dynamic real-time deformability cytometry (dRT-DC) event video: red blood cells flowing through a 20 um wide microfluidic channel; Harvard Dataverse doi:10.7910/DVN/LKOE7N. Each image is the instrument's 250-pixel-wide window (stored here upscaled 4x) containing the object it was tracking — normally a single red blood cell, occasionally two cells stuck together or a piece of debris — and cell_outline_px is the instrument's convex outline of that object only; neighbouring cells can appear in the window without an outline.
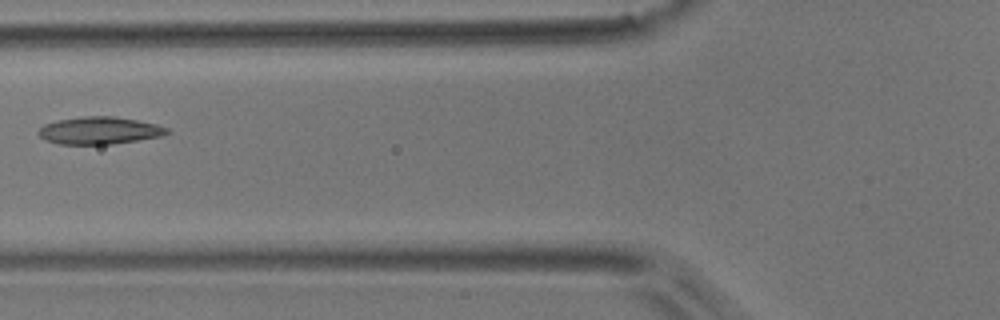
{"species": "common noctule bat (a hibernating species)", "species_latin": "Nyctalus noctula", "temperature_condition": "room temperature", "stored_images_in_passage": 6, "camera_frame_rate_fps": 3000, "um_per_image_px": 0.085, "animal": {"sex": "male", "body_mass_g": 17.9}, "frame": {"image": 1, "passage_image": 5, "time_ms": 5.667, "image_size_px": [1000, 320], "cell_outline_px": [[172, 132], [160, 136], [112, 144], [60, 144], [48, 140], [40, 136], [36, 132], [44, 124], [56, 120], [84, 116], [112, 116], [136, 120], [156, 124], [168, 128]], "centroid_in_image_um": [8.44, 11.09], "position_along_channel_um": 117.4, "area_um2": 20.35}}
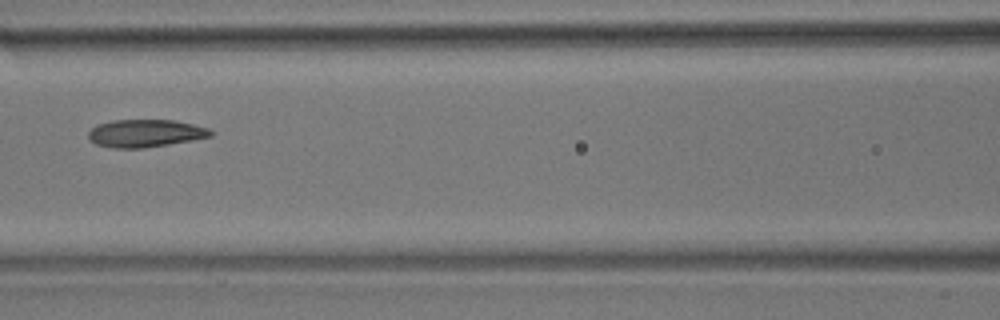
{"frame": {"image": 2, "passage_image": 6, "time_ms": 6.667, "image_size_px": [1000, 320], "cell_outline_px": [[216, 132], [212, 136], [192, 140], [144, 148], [112, 148], [96, 144], [88, 136], [88, 132], [96, 124], [112, 120], [176, 120], [208, 128]], "centroid_in_image_um": [12.37, 11.32], "position_along_channel_um": 154.2, "area_um2": 19.77}}